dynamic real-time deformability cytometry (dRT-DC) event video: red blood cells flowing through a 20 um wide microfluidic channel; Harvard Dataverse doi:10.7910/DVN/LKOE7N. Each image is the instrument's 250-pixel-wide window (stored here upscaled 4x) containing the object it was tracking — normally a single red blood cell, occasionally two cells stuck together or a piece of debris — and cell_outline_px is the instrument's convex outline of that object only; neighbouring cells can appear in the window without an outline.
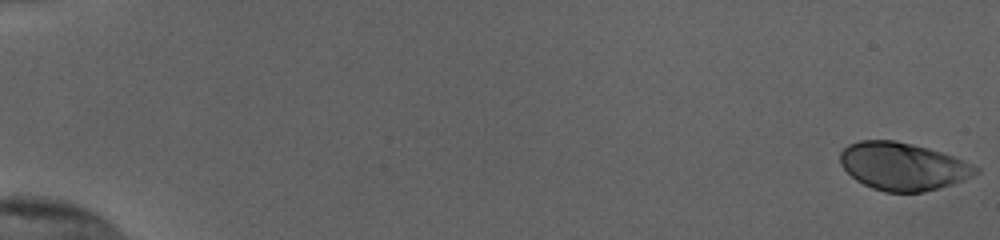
{"species": "human", "species_latin": "Homo sapiens", "temperature_condition": "cold", "stored_images_in_passage": 18, "camera_frame_rate_fps": 3000, "um_per_image_px": 0.085, "donor": {"sex": "female"}, "frame": {"image": 1, "passage_image": 1, "time_ms": 0.0, "image_size_px": [1000, 240], "cell_outline_px": [[980, 172], [964, 180], [952, 184], [920, 192], [884, 192], [872, 188], [856, 180], [840, 164], [840, 152], [848, 144], [860, 140], [892, 140], [912, 144], [928, 148], [952, 156], [972, 164], [980, 168]], "centroid_in_image_um": [76.73, 14.14], "position_along_channel_um": 8.3, "area_um2": 37.45}}
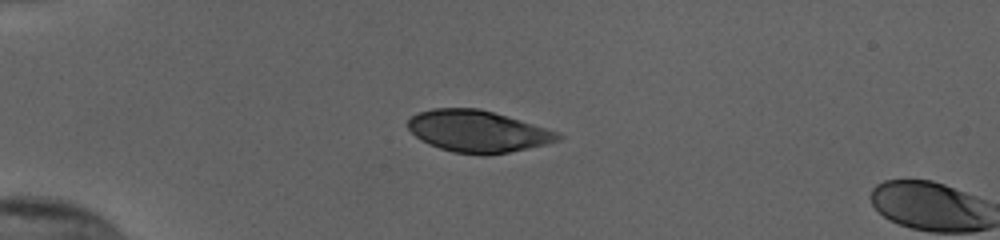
{"frame": {"image": 2, "passage_image": 16, "time_ms": 5.0, "image_size_px": [1000, 240], "cell_outline_px": [[564, 136], [560, 140], [544, 144], [508, 152], [452, 152], [428, 144], [420, 140], [408, 128], [408, 120], [412, 116], [420, 112], [432, 108], [480, 108], [560, 132]], "centroid_in_image_um": [40.6, 11.12], "position_along_channel_um": 44.4, "area_um2": 35.66}}